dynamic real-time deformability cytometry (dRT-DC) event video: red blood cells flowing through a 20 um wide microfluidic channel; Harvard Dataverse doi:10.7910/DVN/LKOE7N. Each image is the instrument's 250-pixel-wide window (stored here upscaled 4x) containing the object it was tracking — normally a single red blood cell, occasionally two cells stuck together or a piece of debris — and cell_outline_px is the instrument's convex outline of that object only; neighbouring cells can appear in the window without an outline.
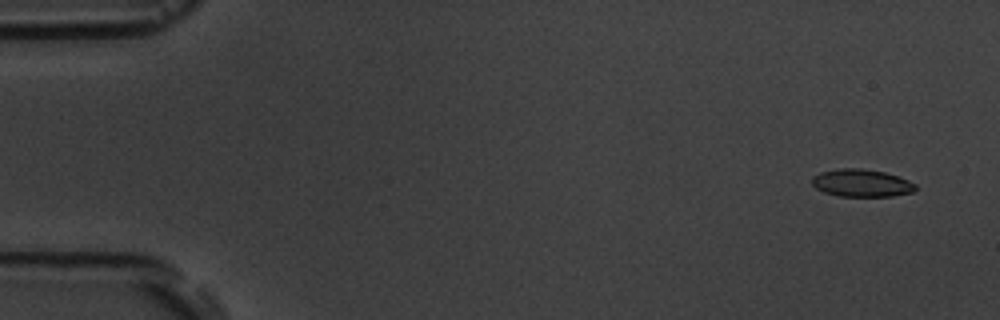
{"species": "common noctule bat (a hibernating species)", "species_latin": "Nyctalus noctula", "temperature_condition": "room temperature", "stored_images_in_passage": 5, "camera_frame_rate_fps": 3000, "um_per_image_px": 0.085, "animal": {"sex": "male", "body_mass_g": 19.5, "forearm_length_mm": 54.6}, "frame": {"image": 1, "passage_image": 1, "time_ms": 0.0, "image_size_px": [1000, 320], "cell_outline_px": [[916, 188], [912, 192], [892, 196], [840, 196], [824, 192], [816, 188], [812, 184], [812, 176], [820, 172], [840, 168], [860, 168], [884, 172], [908, 180], [916, 184]], "centroid_in_image_um": [73.21, 15.55], "position_along_channel_um": 11.8, "area_um2": 16.53}}
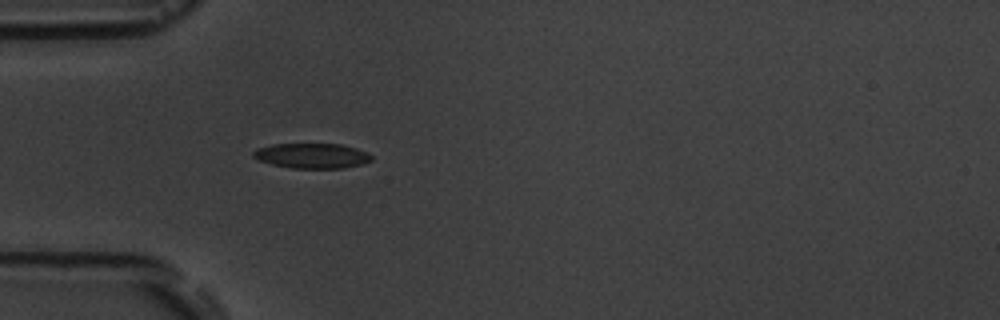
{"frame": {"image": 2, "passage_image": 5, "time_ms": 4.667, "image_size_px": [1000, 320], "cell_outline_px": [[372, 160], [364, 164], [344, 168], [292, 168], [272, 164], [260, 160], [252, 156], [252, 152], [256, 148], [272, 144], [340, 144], [356, 148], [372, 156]], "centroid_in_image_um": [26.51, 13.24], "position_along_channel_um": 58.5, "area_um2": 17.22}}